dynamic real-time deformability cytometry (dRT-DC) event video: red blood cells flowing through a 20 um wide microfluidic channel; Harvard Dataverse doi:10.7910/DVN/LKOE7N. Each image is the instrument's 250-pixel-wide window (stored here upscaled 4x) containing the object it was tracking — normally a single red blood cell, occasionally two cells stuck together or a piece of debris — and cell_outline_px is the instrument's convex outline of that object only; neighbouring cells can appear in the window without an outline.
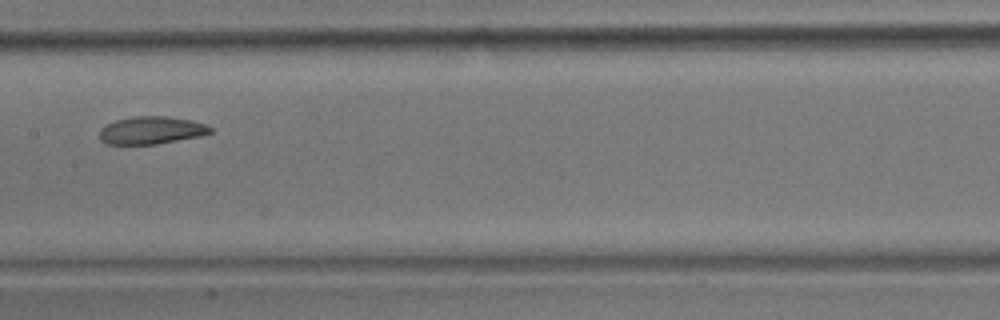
{"species": "common noctule bat (a hibernating species)", "species_latin": "Nyctalus noctula", "temperature_condition": "room temperature", "stored_images_in_passage": 8, "camera_frame_rate_fps": 3000, "um_per_image_px": 0.085, "animal": {"sex": "male", "body_mass_g": 17.9}, "frame": {"image": 1, "passage_image": 7, "time_ms": 7.0, "image_size_px": [1000, 320], "cell_outline_px": [[212, 132], [204, 136], [156, 144], [104, 144], [100, 140], [100, 128], [104, 124], [116, 120], [132, 116], [168, 116], [192, 120], [204, 124], [212, 128]], "centroid_in_image_um": [12.86, 11.07], "position_along_channel_um": 194.5, "area_um2": 18.15}}
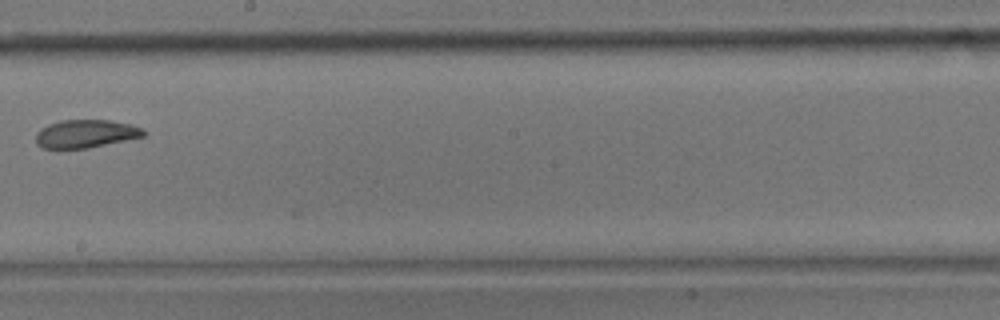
{"frame": {"image": 2, "passage_image": 8, "time_ms": 8.333, "image_size_px": [1000, 320], "cell_outline_px": [[144, 136], [88, 148], [40, 148], [36, 144], [36, 132], [40, 128], [48, 124], [60, 120], [108, 120], [128, 124], [144, 128]], "centroid_in_image_um": [7.23, 11.36], "position_along_channel_um": 241.0, "area_um2": 17.57}}